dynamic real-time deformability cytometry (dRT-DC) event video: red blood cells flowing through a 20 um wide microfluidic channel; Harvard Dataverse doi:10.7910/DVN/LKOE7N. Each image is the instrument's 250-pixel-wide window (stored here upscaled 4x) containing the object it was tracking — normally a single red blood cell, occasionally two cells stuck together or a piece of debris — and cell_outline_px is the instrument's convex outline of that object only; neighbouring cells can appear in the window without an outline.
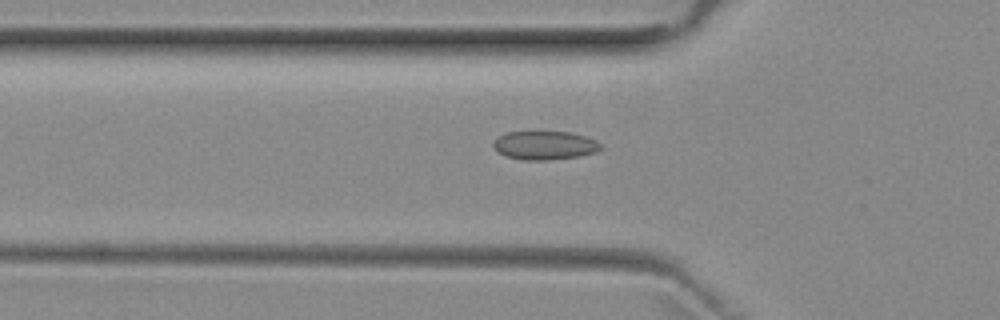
{"species": "common noctule bat (a hibernating species)", "species_latin": "Nyctalus noctula", "temperature_condition": "room temperature", "stored_images_in_passage": 52, "camera_frame_rate_fps": 3000, "um_per_image_px": 0.085, "animal": {"sex": "female", "body_mass_g": 29.2, "forearm_length_mm": 56.3}, "frame": {"image": 1, "passage_image": 17, "time_ms": 5.333, "image_size_px": [1000, 320], "cell_outline_px": [[604, 148], [596, 152], [580, 156], [548, 160], [524, 160], [504, 156], [496, 152], [492, 144], [492, 140], [508, 132], [568, 132], [584, 136], [596, 140]], "centroid_in_image_um": [46.28, 12.37], "position_along_channel_um": 79.5, "area_um2": 18.03}}
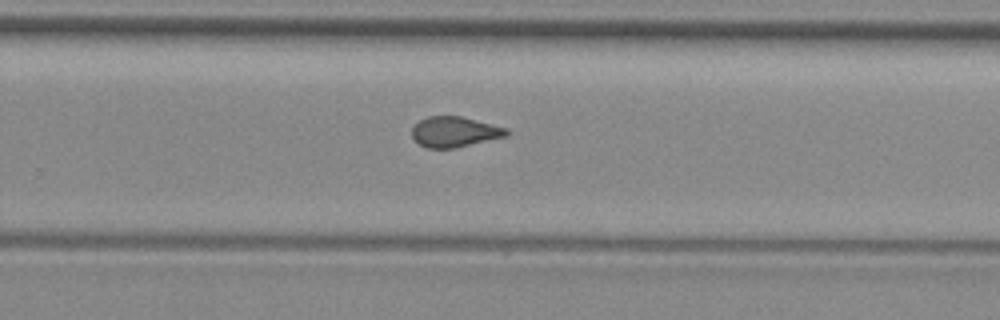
{"frame": {"image": 2, "passage_image": 33, "time_ms": 10.667, "image_size_px": [1000, 320], "cell_outline_px": [[508, 136], [456, 148], [428, 148], [420, 144], [412, 136], [412, 128], [420, 120], [428, 116], [460, 116], [508, 128]], "centroid_in_image_um": [38.66, 11.21], "position_along_channel_um": 291.1, "area_um2": 16.7}}
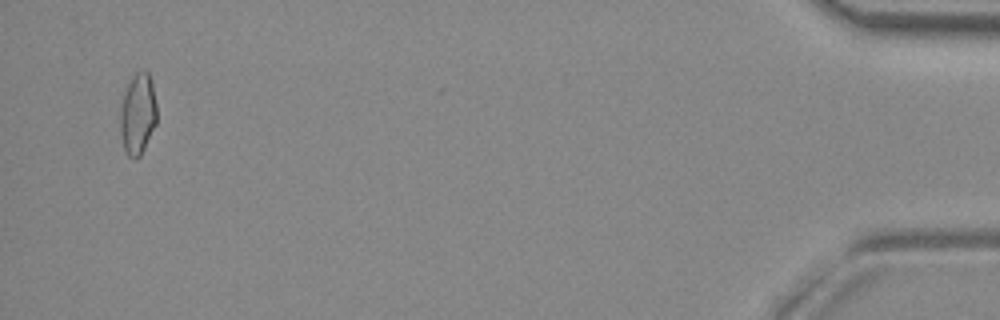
{"frame": {"image": 3, "passage_image": 50, "time_ms": 16.333, "image_size_px": [1000, 320], "cell_outline_px": [[156, 124], [140, 156], [136, 160], [128, 156], [124, 148], [120, 136], [120, 112], [124, 92], [132, 76], [136, 72], [144, 68], [148, 72], [152, 84], [156, 104]], "centroid_in_image_um": [11.7, 9.68], "position_along_channel_um": 423.5, "area_um2": 17.4}, "authors_computed_cell_mechanics": {"area_um2": 17.3978, "velocity_mm_per_s": 3.9697, "shape_relaxation_time_tau1_ms": null, "shape_relaxation_time_tau2_ms": 1.2035, "deformation_change_tau1": null, "deformation_change_tau2": 0.0664}}